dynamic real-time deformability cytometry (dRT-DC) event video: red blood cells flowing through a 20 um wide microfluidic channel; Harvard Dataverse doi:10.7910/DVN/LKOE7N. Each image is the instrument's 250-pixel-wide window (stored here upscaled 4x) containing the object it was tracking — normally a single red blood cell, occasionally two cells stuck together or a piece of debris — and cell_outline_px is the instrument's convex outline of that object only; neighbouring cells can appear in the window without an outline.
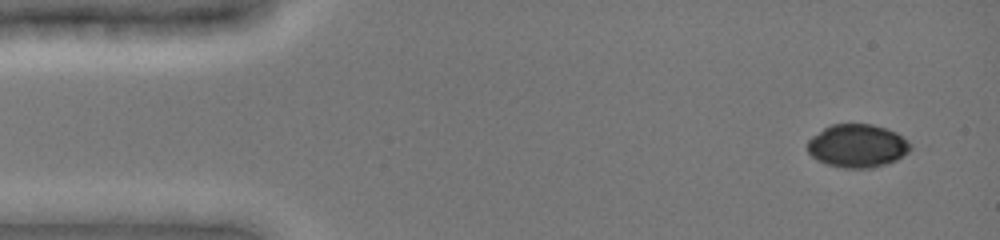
{"species": "common noctule bat (a hibernating species)", "species_latin": "Nyctalus noctula", "temperature_condition": "cold", "stored_images_in_passage": 7, "camera_frame_rate_fps": 3000, "um_per_image_px": 0.085, "animal": {"sex": "female", "body_mass_g": 19.0, "forearm_length_mm": 51.5}, "frame": {"image": 1, "passage_image": 2, "time_ms": 0.667, "image_size_px": [1000, 240], "cell_outline_px": [[912, 148], [908, 152], [896, 160], [872, 168], [844, 168], [824, 164], [816, 160], [808, 152], [808, 140], [812, 136], [824, 128], [832, 124], [872, 124], [896, 132], [908, 140], [912, 144]], "centroid_in_image_um": [72.87, 12.4], "position_along_channel_um": 12.1, "area_um2": 26.01}}
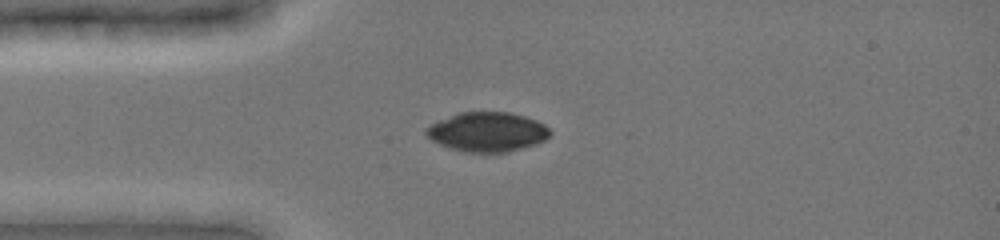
{"frame": {"image": 2, "passage_image": 6, "time_ms": 3.667, "image_size_px": [1000, 240], "cell_outline_px": [[552, 136], [536, 144], [508, 152], [464, 152], [448, 148], [432, 140], [424, 132], [424, 128], [428, 124], [460, 112], [512, 112], [536, 120], [544, 124], [552, 132]], "centroid_in_image_um": [41.42, 11.21], "position_along_channel_um": 43.6, "area_um2": 28.73}}